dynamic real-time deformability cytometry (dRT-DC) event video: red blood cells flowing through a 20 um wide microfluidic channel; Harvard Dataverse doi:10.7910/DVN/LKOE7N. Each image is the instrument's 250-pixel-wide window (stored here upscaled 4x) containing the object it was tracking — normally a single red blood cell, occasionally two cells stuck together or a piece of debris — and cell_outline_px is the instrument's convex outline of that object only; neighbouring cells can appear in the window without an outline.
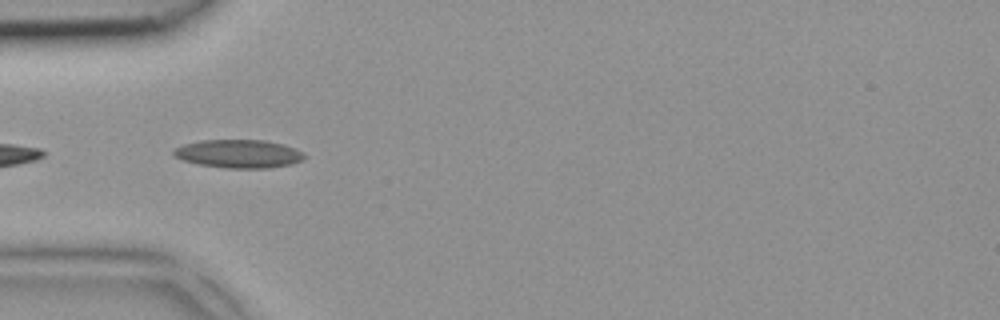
{"species": "common noctule bat (a hibernating species)", "species_latin": "Nyctalus noctula", "temperature_condition": "room temperature", "stored_images_in_passage": 4, "camera_frame_rate_fps": 3000, "um_per_image_px": 0.085, "animal": {"sex": "female", "body_mass_g": 18.4}, "frame": {"image": 1, "passage_image": 4, "time_ms": 1.0, "image_size_px": [1000, 320], "cell_outline_px": [[304, 160], [292, 164], [268, 168], [228, 168], [196, 164], [172, 156], [172, 148], [184, 144], [200, 140], [264, 140], [284, 144], [304, 152]], "centroid_in_image_um": [20.27, 13.07], "position_along_channel_um": 64.7, "area_um2": 21.79}}